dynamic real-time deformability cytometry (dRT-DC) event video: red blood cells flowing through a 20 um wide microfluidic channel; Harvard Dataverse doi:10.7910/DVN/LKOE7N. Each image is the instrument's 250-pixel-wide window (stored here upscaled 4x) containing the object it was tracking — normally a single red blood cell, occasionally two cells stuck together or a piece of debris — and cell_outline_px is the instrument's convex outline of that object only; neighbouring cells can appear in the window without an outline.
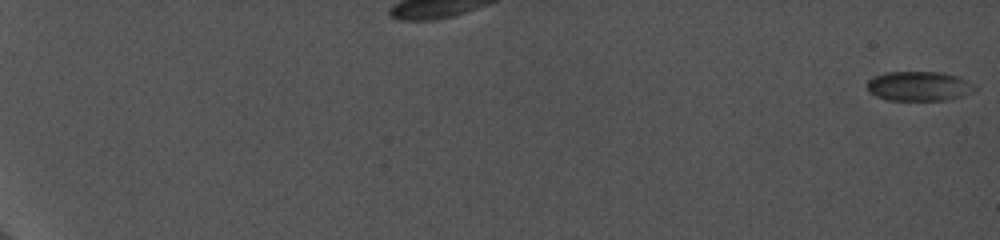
{"species": "common noctule bat (a hibernating species)", "species_latin": "Nyctalus noctula", "temperature_condition": "cold", "stored_images_in_passage": 53, "camera_frame_rate_fps": 5000, "um_per_image_px": 0.085, "animal": {"sex": "female", "body_mass_g": 19.0, "forearm_length_mm": 56.7}, "frame": {"image": 1, "passage_image": 1, "time_ms": 0.0, "image_size_px": [1000, 240], "cell_outline_px": [[980, 88], [960, 96], [948, 100], [888, 100], [876, 96], [868, 92], [868, 80], [884, 72], [940, 72], [960, 76], [976, 84]], "centroid_in_image_um": [78.16, 7.32], "position_along_channel_um": 6.8, "area_um2": 18.73}}
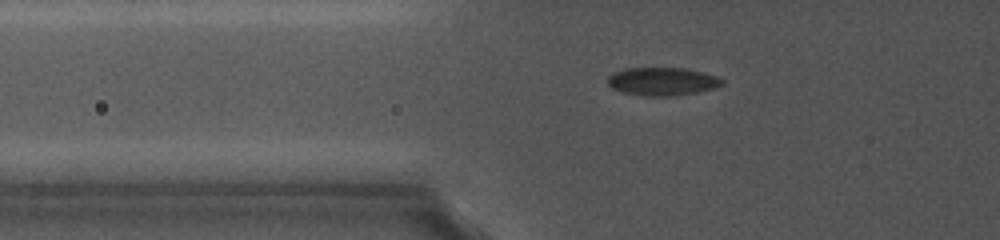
{"frame": {"image": 2, "passage_image": 25, "time_ms": 8.4, "image_size_px": [1000, 240], "cell_outline_px": [[724, 84], [716, 88], [696, 92], [668, 96], [644, 96], [624, 92], [612, 88], [608, 84], [608, 76], [612, 72], [624, 68], [684, 68], [704, 72], [716, 76], [724, 80]], "centroid_in_image_um": [56.3, 6.91], "position_along_channel_um": 69.5, "area_um2": 18.79}}
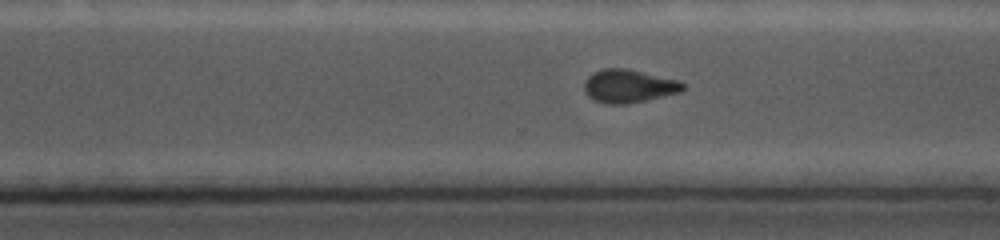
{"frame": {"image": 3, "passage_image": 47, "time_ms": 15.2, "image_size_px": [1000, 240], "cell_outline_px": [[684, 88], [680, 92], [628, 104], [608, 104], [592, 100], [584, 92], [584, 80], [592, 72], [604, 68], [628, 68], [680, 80], [684, 84]], "centroid_in_image_um": [53.41, 7.31], "position_along_channel_um": 317.2, "area_um2": 19.36}}